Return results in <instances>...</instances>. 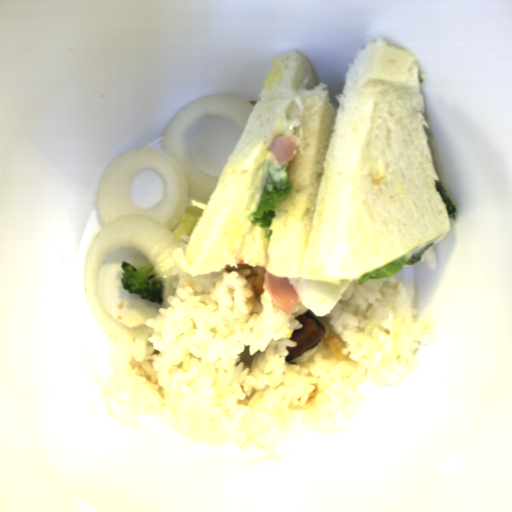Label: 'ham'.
Wrapping results in <instances>:
<instances>
[{"label": "ham", "instance_id": "obj_1", "mask_svg": "<svg viewBox=\"0 0 512 512\" xmlns=\"http://www.w3.org/2000/svg\"><path fill=\"white\" fill-rule=\"evenodd\" d=\"M264 286L269 293L275 307L283 311L288 317L300 302L298 291L289 277H277L264 271Z\"/></svg>", "mask_w": 512, "mask_h": 512}, {"label": "ham", "instance_id": "obj_2", "mask_svg": "<svg viewBox=\"0 0 512 512\" xmlns=\"http://www.w3.org/2000/svg\"><path fill=\"white\" fill-rule=\"evenodd\" d=\"M268 150L274 154L276 163L283 166L297 155L299 144L295 134H283L273 138Z\"/></svg>", "mask_w": 512, "mask_h": 512}]
</instances>
